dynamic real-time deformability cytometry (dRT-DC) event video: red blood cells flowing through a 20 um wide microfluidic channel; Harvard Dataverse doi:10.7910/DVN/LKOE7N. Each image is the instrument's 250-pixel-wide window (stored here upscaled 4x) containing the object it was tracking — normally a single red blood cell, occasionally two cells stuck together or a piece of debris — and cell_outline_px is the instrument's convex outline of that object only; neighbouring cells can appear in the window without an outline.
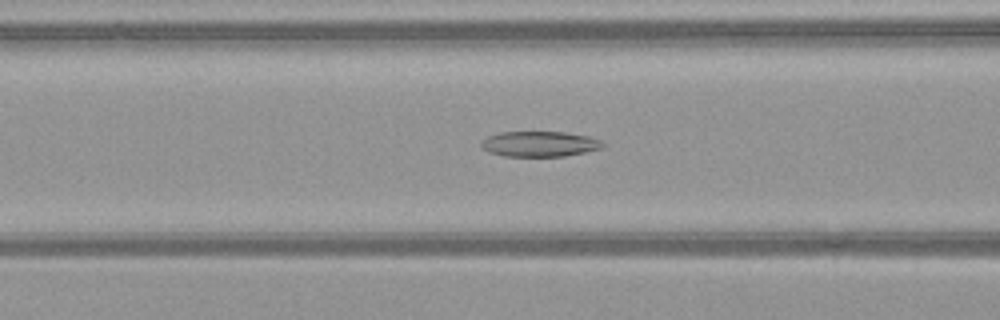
{"species": "common noctule bat (a hibernating species)", "species_latin": "Nyctalus noctula", "temperature_condition": "warm", "stored_images_in_passage": 51, "camera_frame_rate_fps": 3000, "um_per_image_px": 0.085, "animal": {"sex": "female", "body_mass_g": 21.9}, "frame": {"image": 1, "passage_image": 21, "time_ms": 6.667, "image_size_px": [1000, 320], "cell_outline_px": [[604, 144], [600, 148], [584, 152], [564, 156], [504, 156], [488, 152], [480, 148], [480, 144], [488, 136], [500, 132], [564, 132], [588, 136], [600, 140]], "centroid_in_image_um": [45.82, 12.23], "position_along_channel_um": 120.8, "area_um2": 17.86}}
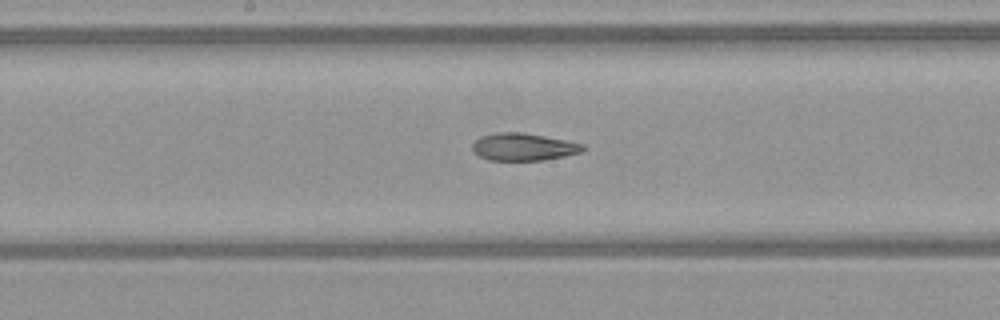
{"frame": {"image": 2, "passage_image": 27, "time_ms": 8.667, "image_size_px": [1000, 320], "cell_outline_px": [[588, 148], [580, 152], [564, 156], [544, 160], [488, 160], [480, 156], [472, 148], [472, 144], [480, 136], [496, 132], [524, 132], [584, 144]], "centroid_in_image_um": [44.5, 12.48], "position_along_channel_um": 203.7, "area_um2": 17.63}}
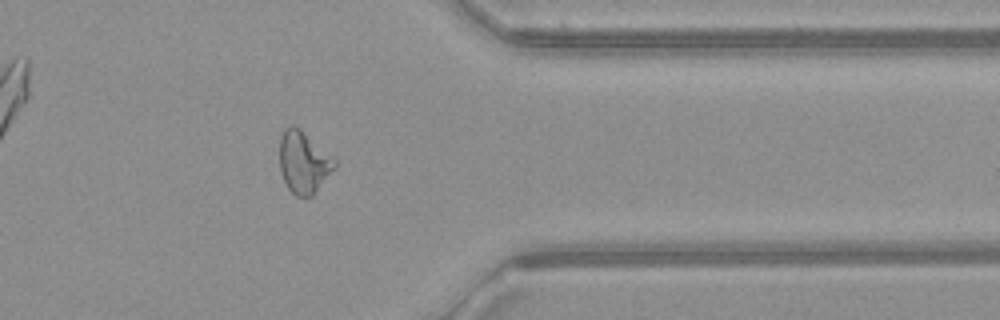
{"frame": {"image": 3, "passage_image": 41, "time_ms": 13.333, "image_size_px": [1000, 320], "cell_outline_px": [[336, 164], [312, 196], [296, 196], [288, 188], [280, 172], [280, 136], [284, 128], [288, 124], [292, 124], [300, 128], [332, 156], [336, 160]], "centroid_in_image_um": [25.76, 13.74], "position_along_channel_um": 385.6, "area_um2": 19.65}, "authors_computed_cell_mechanics": {"area_um2": 20.4034, "velocity_mm_per_s": 4.1316, "shape_relaxation_time_tau1_ms": null, "shape_relaxation_time_tau2_ms": 4.0354, "deformation_change_tau1": null, "deformation_change_tau2": 0.1401}}